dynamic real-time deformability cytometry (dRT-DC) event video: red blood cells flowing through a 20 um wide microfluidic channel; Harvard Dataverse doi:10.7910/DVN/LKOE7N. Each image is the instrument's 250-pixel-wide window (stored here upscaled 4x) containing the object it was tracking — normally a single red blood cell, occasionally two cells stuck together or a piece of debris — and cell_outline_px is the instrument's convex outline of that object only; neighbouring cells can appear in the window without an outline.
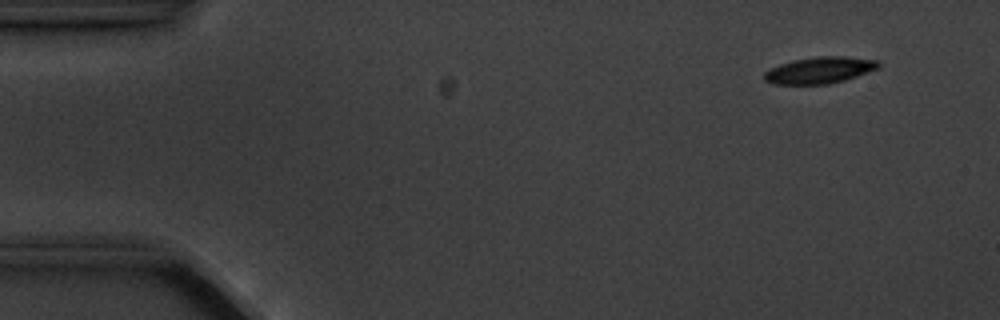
{"species": "common noctule bat (a hibernating species)", "species_latin": "Nyctalus noctula", "temperature_condition": "cold", "stored_images_in_passage": 5, "camera_frame_rate_fps": 3000, "um_per_image_px": 0.085, "animal": {"sex": "male", "body_mass_g": 20.1, "forearm_length_mm": 53.5}, "frame": {"image": 1, "passage_image": 2, "time_ms": 1.0, "image_size_px": [1000, 320], "cell_outline_px": [[880, 68], [844, 80], [828, 84], [772, 84], [764, 80], [764, 72], [768, 68], [792, 60], [816, 56], [844, 56], [880, 60]], "centroid_in_image_um": [69.66, 5.95], "position_along_channel_um": 15.3, "area_um2": 17.86}}